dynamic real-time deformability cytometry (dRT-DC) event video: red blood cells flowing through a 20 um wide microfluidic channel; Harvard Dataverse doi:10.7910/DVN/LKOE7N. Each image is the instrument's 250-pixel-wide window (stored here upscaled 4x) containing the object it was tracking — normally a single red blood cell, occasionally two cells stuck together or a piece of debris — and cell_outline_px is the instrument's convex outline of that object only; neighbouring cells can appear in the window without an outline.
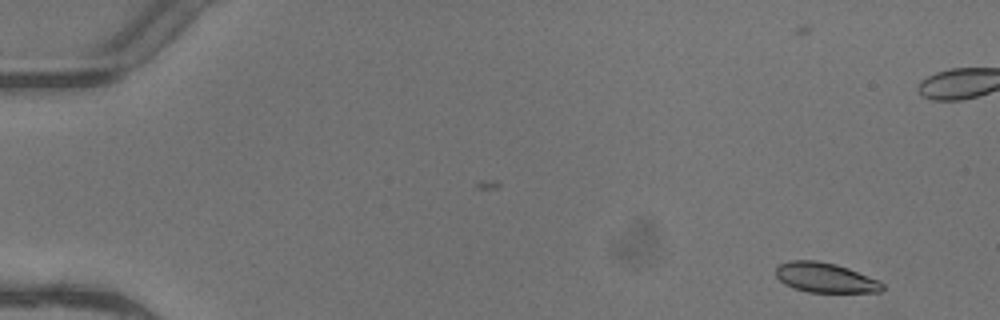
{"species": "common noctule bat (a hibernating species)", "species_latin": "Nyctalus noctula", "temperature_condition": "warm", "stored_images_in_passage": 5, "camera_frame_rate_fps": 3000, "um_per_image_px": 0.085, "animal": {"sex": "female"}, "frame": {"image": 1, "passage_image": 1, "time_ms": 0.0, "image_size_px": [1000, 320], "cell_outline_px": [[884, 292], [808, 292], [792, 288], [784, 284], [776, 276], [776, 268], [780, 264], [792, 260], [816, 260], [836, 264], [848, 268], [880, 280], [884, 284]], "centroid_in_image_um": [70.17, 23.61], "position_along_channel_um": 14.8, "area_um2": 18.67}}